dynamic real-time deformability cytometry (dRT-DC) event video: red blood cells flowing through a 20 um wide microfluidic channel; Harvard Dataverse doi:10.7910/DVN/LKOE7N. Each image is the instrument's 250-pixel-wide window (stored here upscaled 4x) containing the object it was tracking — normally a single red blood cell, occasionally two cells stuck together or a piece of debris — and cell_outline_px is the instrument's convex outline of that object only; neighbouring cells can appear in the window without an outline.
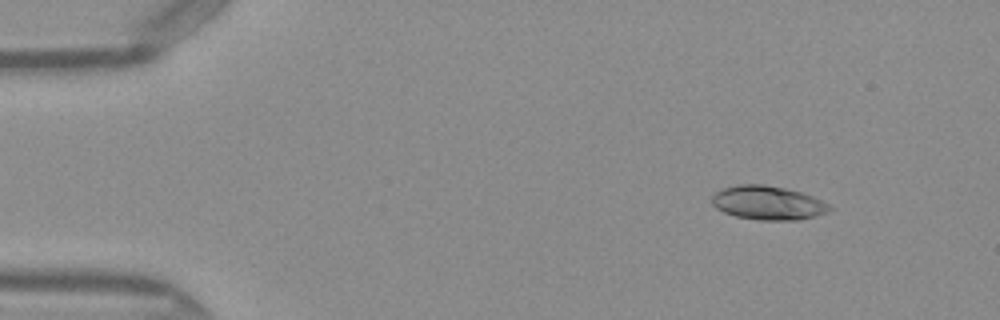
{"species": "Egyptian fruit bat (a non-hibernating species)", "species_latin": "Rousettus aegyptiacus", "temperature_condition": "warm", "stored_images_in_passage": 45, "camera_frame_rate_fps": 3000, "um_per_image_px": 0.085, "frame": {"image": 1, "passage_image": 1, "time_ms": 0.0, "image_size_px": [1000, 320], "cell_outline_px": [[832, 208], [828, 212], [816, 216], [800, 220], [760, 220], [736, 216], [724, 212], [716, 208], [712, 204], [712, 196], [716, 192], [724, 188], [740, 184], [764, 184], [784, 188], [800, 192], [812, 196], [828, 204]], "centroid_in_image_um": [65.27, 17.25], "position_along_channel_um": 19.7, "area_um2": 23.12}}
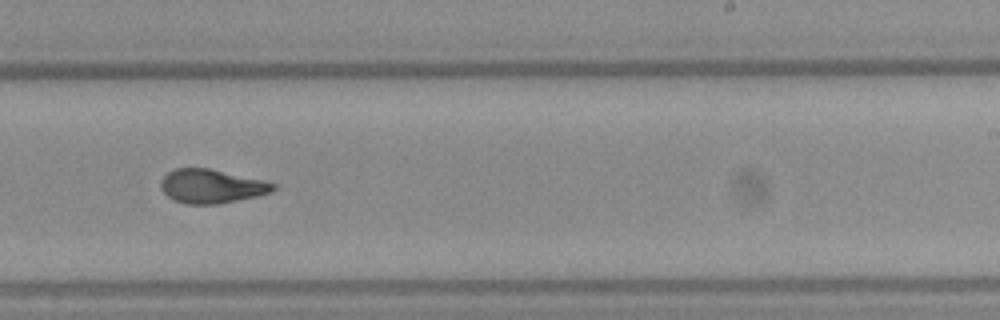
{"frame": {"image": 2, "passage_image": 26, "time_ms": 8.333, "image_size_px": [1000, 320], "cell_outline_px": [[280, 184], [276, 188], [268, 192], [256, 196], [220, 204], [188, 204], [176, 200], [168, 196], [160, 188], [160, 180], [168, 172], [176, 168], [208, 168], [264, 180]], "centroid_in_image_um": [17.99, 15.82], "position_along_channel_um": 271.0, "area_um2": 22.14}}
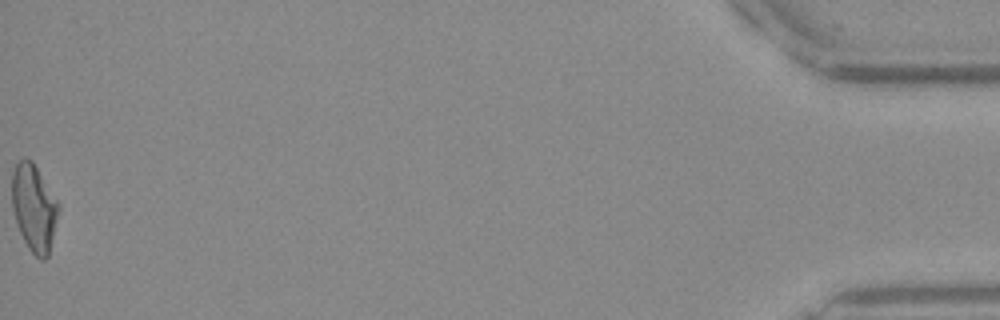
{"frame": {"image": 3, "passage_image": 45, "time_ms": 14.667, "image_size_px": [1000, 320], "cell_outline_px": [[60, 208], [48, 256], [44, 260], [40, 260], [28, 248], [20, 232], [12, 208], [12, 172], [16, 164], [24, 156], [32, 160], [60, 204]], "centroid_in_image_um": [2.9, 17.64], "position_along_channel_um": 432.3, "area_um2": 23.64}, "authors_computed_cell_mechanics": {"area_um2": 22.542, "velocity_mm_per_s": 4.1122, "shape_relaxation_time_tau1_ms": 7.167, "shape_relaxation_time_tau2_ms": 1.3238, "deformation_change_tau1": 0.2331, "deformation_change_tau2": 0.0755}}